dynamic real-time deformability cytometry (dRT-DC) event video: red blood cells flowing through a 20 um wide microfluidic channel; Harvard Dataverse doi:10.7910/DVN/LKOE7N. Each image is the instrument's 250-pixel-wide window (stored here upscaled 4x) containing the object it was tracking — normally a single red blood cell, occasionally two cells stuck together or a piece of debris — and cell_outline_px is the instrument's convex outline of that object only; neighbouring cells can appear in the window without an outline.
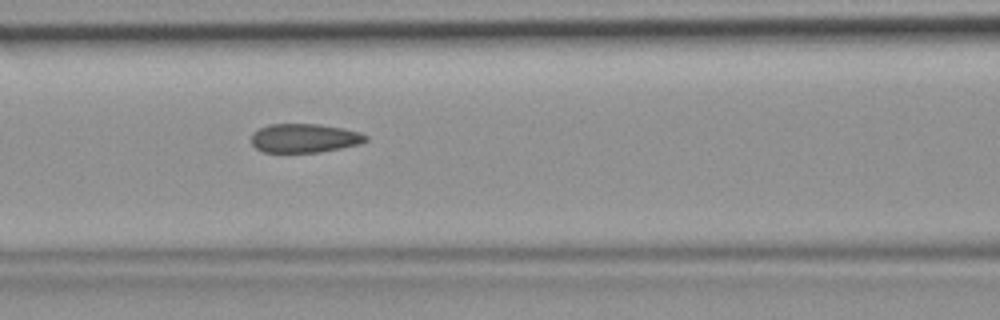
{"species": "common noctule bat (a hibernating species)", "species_latin": "Nyctalus noctula", "temperature_condition": "room temperature", "stored_images_in_passage": 45, "camera_frame_rate_fps": 3000, "um_per_image_px": 0.085, "animal": {"sex": "female", "body_mass_g": 19.9}, "frame": {"image": 1, "passage_image": 20, "time_ms": 6.333, "image_size_px": [1000, 320], "cell_outline_px": [[368, 140], [360, 144], [320, 152], [264, 152], [256, 148], [252, 144], [252, 132], [268, 124], [320, 124], [344, 128], [360, 132], [368, 136]], "centroid_in_image_um": [25.89, 11.73], "position_along_channel_um": 140.7, "area_um2": 19.36}}
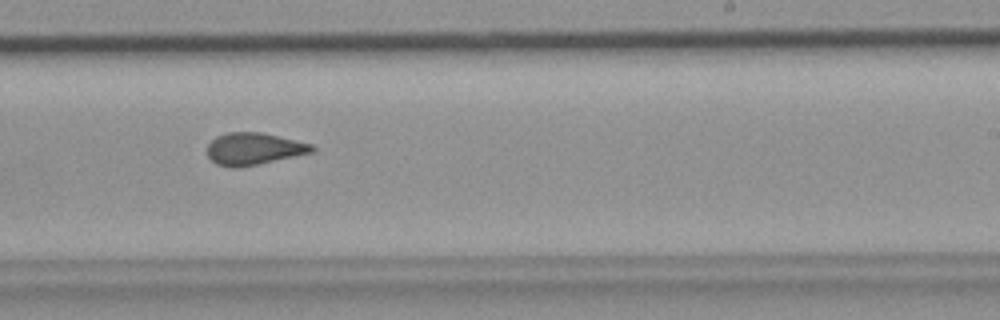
{"frame": {"image": 2, "passage_image": 29, "time_ms": 9.333, "image_size_px": [1000, 320], "cell_outline_px": [[316, 148], [312, 152], [256, 164], [236, 168], [232, 168], [216, 164], [208, 156], [208, 144], [216, 136], [228, 132], [260, 132], [312, 144]], "centroid_in_image_um": [21.54, 12.64], "position_along_channel_um": 267.5, "area_um2": 19.25}}
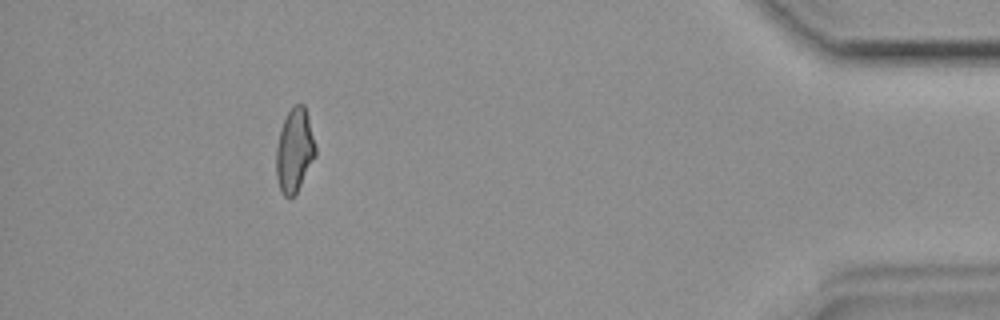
{"frame": {"image": 3, "passage_image": 43, "time_ms": 14.0, "image_size_px": [1000, 320], "cell_outline_px": [[316, 156], [296, 192], [292, 196], [284, 196], [280, 192], [276, 176], [276, 148], [280, 128], [288, 112], [296, 104], [304, 104], [308, 116], [316, 148]], "centroid_in_image_um": [25.02, 12.78], "position_along_channel_um": 410.2, "area_um2": 19.02}}